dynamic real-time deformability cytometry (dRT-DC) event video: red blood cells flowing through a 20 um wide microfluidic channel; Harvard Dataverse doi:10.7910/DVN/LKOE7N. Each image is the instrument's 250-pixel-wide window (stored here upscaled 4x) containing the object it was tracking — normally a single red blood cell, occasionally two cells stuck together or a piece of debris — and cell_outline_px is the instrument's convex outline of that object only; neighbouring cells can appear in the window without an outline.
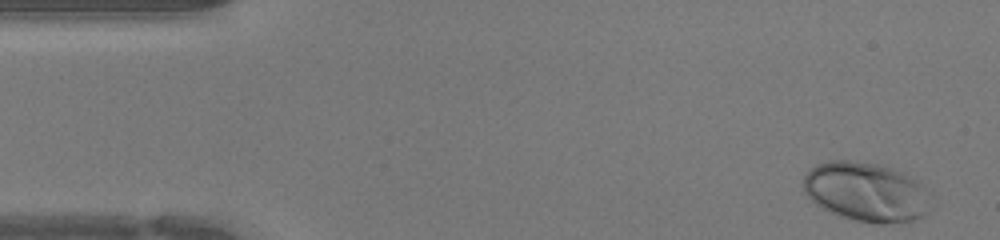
{"species": "human", "species_latin": "Homo sapiens", "temperature_condition": "warm", "stored_images_in_passage": 43, "camera_frame_rate_fps": 3000, "um_per_image_px": 0.085, "donor": {"sex": "female"}, "frame": {"image": 1, "passage_image": 1, "time_ms": 0.0, "image_size_px": [1000, 240], "cell_outline_px": [[932, 196], [924, 216], [912, 220], [884, 224], [880, 224], [856, 220], [832, 212], [816, 204], [804, 192], [804, 176], [812, 168], [828, 160], [848, 160], [880, 164], [904, 172], [916, 180]], "centroid_in_image_um": [73.65, 16.3], "position_along_channel_um": 11.3, "area_um2": 43.75}}
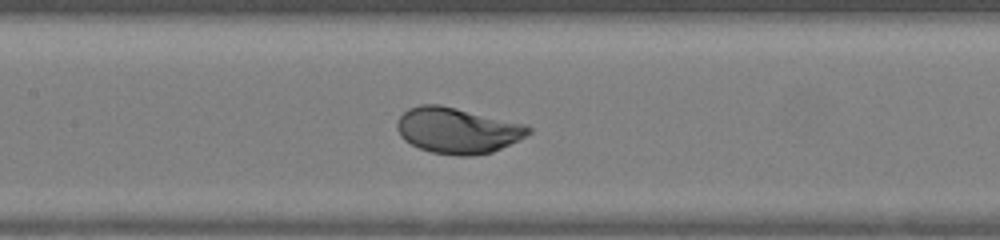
{"frame": {"image": 2, "passage_image": 19, "time_ms": 6.0, "image_size_px": [1000, 240], "cell_outline_px": [[532, 132], [492, 152], [472, 156], [456, 156], [432, 152], [420, 148], [404, 140], [400, 136], [396, 128], [396, 124], [400, 116], [408, 108], [420, 104], [440, 104], [528, 124], [532, 128]], "centroid_in_image_um": [38.87, 11.07], "position_along_channel_um": 168.5, "area_um2": 35.2}}
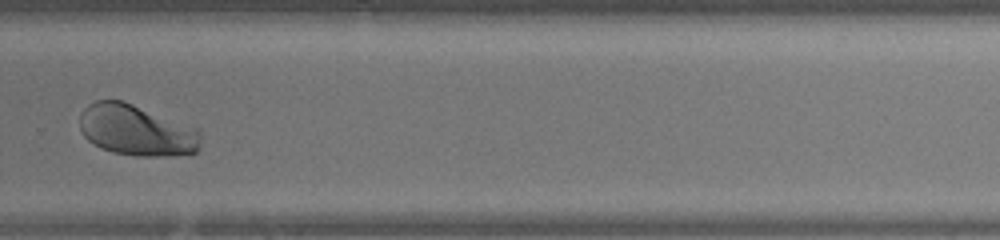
{"frame": {"image": 3, "passage_image": 29, "time_ms": 9.333, "image_size_px": [1000, 240], "cell_outline_px": [[200, 144], [196, 152], [164, 156], [136, 156], [112, 152], [100, 148], [88, 140], [84, 136], [80, 128], [80, 112], [88, 104], [96, 100], [120, 100], [132, 104], [200, 128]], "centroid_in_image_um": [11.59, 11.07], "position_along_channel_um": 318.2, "area_um2": 36.13}}